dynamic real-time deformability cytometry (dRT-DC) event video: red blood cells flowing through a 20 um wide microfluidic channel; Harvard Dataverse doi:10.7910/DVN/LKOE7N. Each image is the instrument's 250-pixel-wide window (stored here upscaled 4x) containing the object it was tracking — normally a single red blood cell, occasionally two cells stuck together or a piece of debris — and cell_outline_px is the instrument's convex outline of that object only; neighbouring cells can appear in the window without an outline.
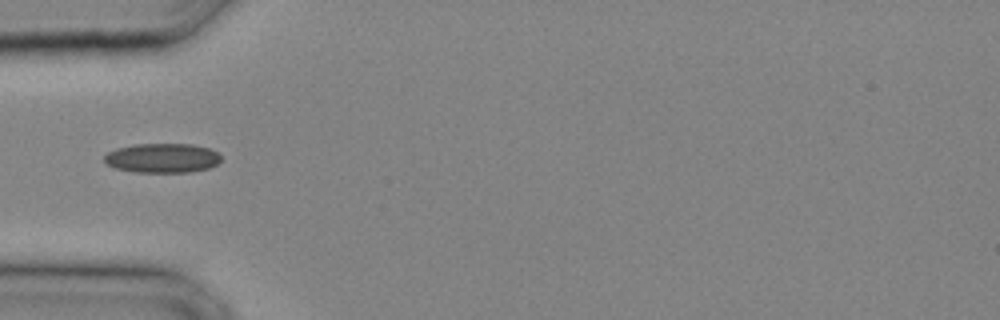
{"species": "common noctule bat (a hibernating species)", "species_latin": "Nyctalus noctula", "temperature_condition": "cold", "stored_images_in_passage": 21, "camera_frame_rate_fps": 3000, "um_per_image_px": 0.085, "animal": {"sex": "male", "body_mass_g": 20.4}, "frame": {"image": 1, "passage_image": 1, "time_ms": 0.0, "image_size_px": [1000, 320], "cell_outline_px": [[220, 160], [216, 164], [208, 168], [192, 172], [136, 172], [116, 168], [108, 164], [104, 160], [104, 156], [108, 152], [116, 148], [136, 144], [192, 144], [208, 148], [216, 152], [220, 156]], "centroid_in_image_um": [13.79, 13.43], "position_along_channel_um": 71.2, "area_um2": 19.88}}
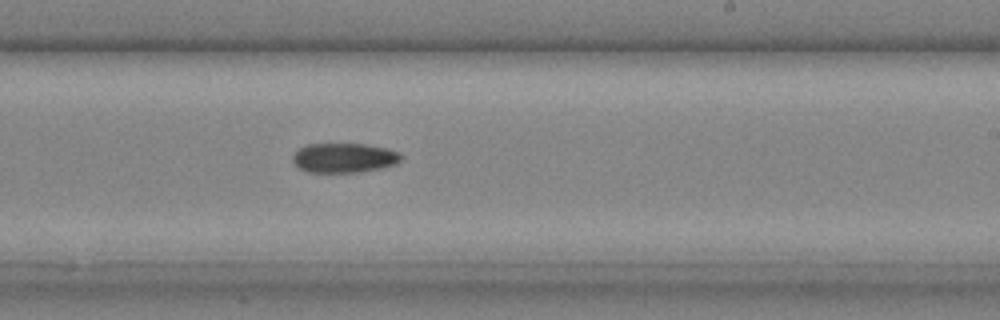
{"frame": {"image": 2, "passage_image": 10, "time_ms": 3.0, "image_size_px": [1000, 320], "cell_outline_px": [[400, 160], [396, 164], [384, 168], [356, 172], [308, 172], [296, 168], [292, 160], [292, 156], [300, 148], [308, 144], [364, 144], [388, 148], [396, 152], [400, 156]], "centroid_in_image_um": [29.21, 13.42], "position_along_channel_um": 259.8, "area_um2": 18.67}}